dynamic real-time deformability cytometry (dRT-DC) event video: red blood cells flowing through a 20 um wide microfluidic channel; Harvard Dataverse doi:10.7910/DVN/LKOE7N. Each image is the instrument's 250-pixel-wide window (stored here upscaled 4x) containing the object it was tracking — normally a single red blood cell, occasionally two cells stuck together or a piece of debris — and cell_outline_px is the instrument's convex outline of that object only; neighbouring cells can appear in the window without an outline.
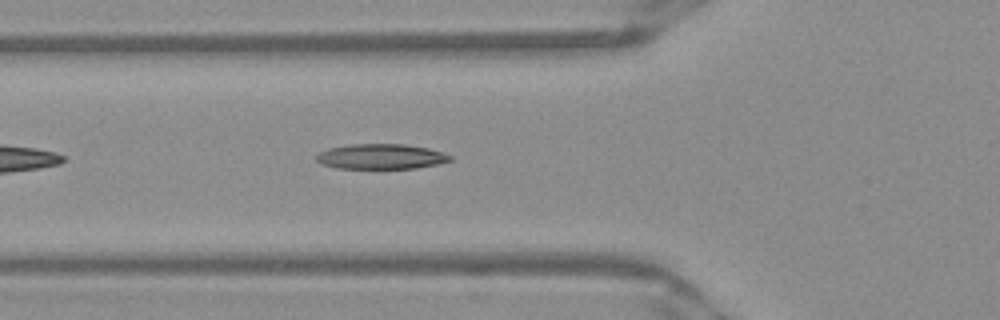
{"species": "Egyptian fruit bat (a non-hibernating species)", "species_latin": "Rousettus aegyptiacus", "temperature_condition": "warm", "stored_images_in_passage": 23, "camera_frame_rate_fps": 3000, "um_per_image_px": 0.085, "frame": {"image": 1, "passage_image": 6, "time_ms": 1.667, "image_size_px": [1000, 320], "cell_outline_px": [[452, 160], [440, 164], [416, 168], [336, 168], [320, 164], [316, 160], [316, 156], [320, 152], [328, 148], [352, 144], [404, 144], [428, 148], [452, 156]], "centroid_in_image_um": [32.38, 13.31], "position_along_channel_um": 93.4, "area_um2": 19.59}}
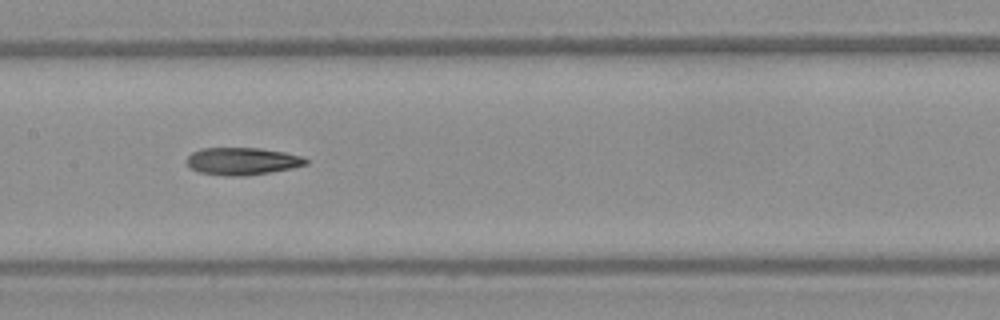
{"frame": {"image": 2, "passage_image": 13, "time_ms": 4.0, "image_size_px": [1000, 320], "cell_outline_px": [[308, 164], [292, 168], [244, 176], [224, 176], [200, 172], [192, 168], [188, 164], [188, 156], [192, 152], [200, 148], [260, 148], [284, 152], [300, 156], [308, 160]], "centroid_in_image_um": [20.59, 13.7], "position_along_channel_um": 186.8, "area_um2": 18.84}}
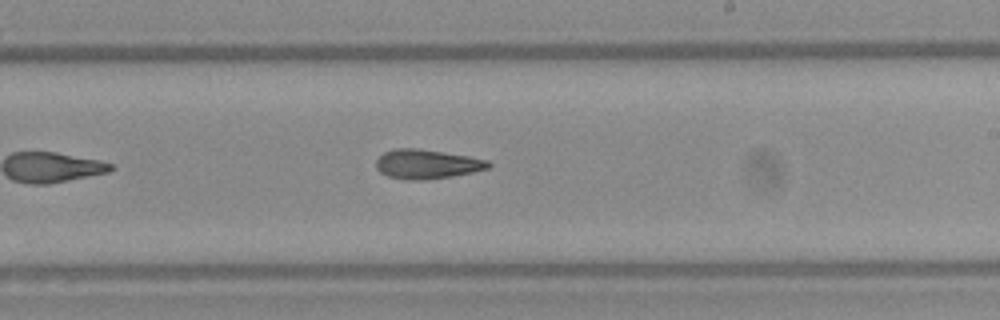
{"frame": {"image": 3, "passage_image": 18, "time_ms": 5.667, "image_size_px": [1000, 320], "cell_outline_px": [[492, 164], [488, 168], [472, 172], [452, 176], [424, 180], [404, 180], [388, 176], [380, 172], [376, 168], [376, 160], [384, 152], [396, 148], [416, 148], [468, 156], [488, 160]], "centroid_in_image_um": [36.26, 13.95], "position_along_channel_um": 252.7, "area_um2": 19.13}}